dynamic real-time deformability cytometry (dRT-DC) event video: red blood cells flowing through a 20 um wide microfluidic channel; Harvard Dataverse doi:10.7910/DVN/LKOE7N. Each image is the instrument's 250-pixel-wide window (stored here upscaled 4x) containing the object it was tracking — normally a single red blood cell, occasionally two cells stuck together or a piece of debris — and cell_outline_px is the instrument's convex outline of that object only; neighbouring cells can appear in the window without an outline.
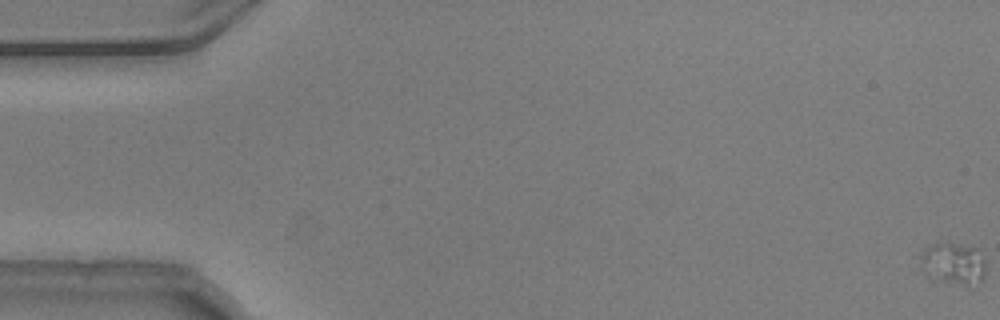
{"species": "common noctule bat (a hibernating species)", "species_latin": "Nyctalus noctula", "temperature_condition": "warm", "stored_images_in_passage": 13, "camera_frame_rate_fps": 3000, "um_per_image_px": 0.085, "animal": {"sex": "male", "body_mass_g": 20.5, "forearm_length_mm": 52.5}, "frame": {"image": 1, "passage_image": 1, "time_ms": 0.0, "image_size_px": [1000, 320], "cell_outline_px": [[984, 276], [980, 280], [932, 280], [924, 276], [920, 256], [924, 248], [932, 244], [956, 244], [980, 248], [984, 260]], "centroid_in_image_um": [80.96, 22.31], "position_along_channel_um": 4.0, "area_um2": 15.09}}